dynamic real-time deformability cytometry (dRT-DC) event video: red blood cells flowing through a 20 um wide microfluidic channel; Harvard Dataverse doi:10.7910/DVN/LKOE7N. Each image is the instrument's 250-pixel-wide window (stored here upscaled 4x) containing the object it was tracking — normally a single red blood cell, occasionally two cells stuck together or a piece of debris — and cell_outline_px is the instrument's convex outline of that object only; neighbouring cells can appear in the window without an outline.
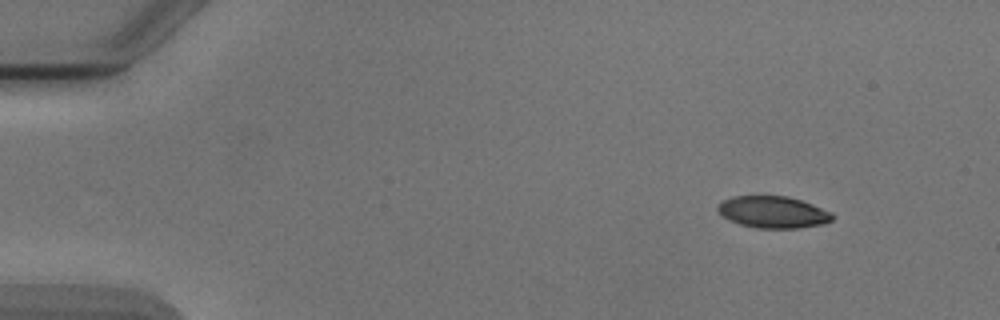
{"species": "Egyptian fruit bat (a non-hibernating species)", "species_latin": "Rousettus aegyptiacus", "temperature_condition": "cold", "stored_images_in_passage": 4, "segment_of_instrument_passage": [1, 2], "camera_frame_rate_fps": 3000, "um_per_image_px": 0.085, "animal": {"sex": "male"}, "frame": {"image": 1, "passage_image": 1, "time_ms": 0.0, "image_size_px": [1000, 320], "cell_outline_px": [[836, 216], [832, 220], [824, 224], [796, 228], [756, 228], [740, 224], [728, 220], [716, 208], [724, 200], [732, 196], [788, 196], [812, 204], [832, 212]], "centroid_in_image_um": [65.74, 18.03], "position_along_channel_um": 19.3, "area_um2": 21.21}}